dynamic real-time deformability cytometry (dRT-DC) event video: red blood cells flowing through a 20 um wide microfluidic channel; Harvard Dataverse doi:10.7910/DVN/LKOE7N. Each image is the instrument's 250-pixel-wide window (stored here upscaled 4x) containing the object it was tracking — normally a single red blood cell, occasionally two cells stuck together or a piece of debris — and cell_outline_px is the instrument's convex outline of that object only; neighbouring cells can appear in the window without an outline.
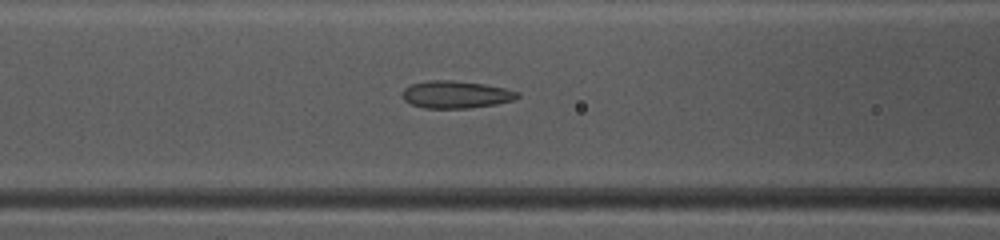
{"species": "common noctule bat (a hibernating species)", "species_latin": "Nyctalus noctula", "temperature_condition": "warm", "stored_images_in_passage": 45, "camera_frame_rate_fps": 3000, "um_per_image_px": 0.085, "animal": {"sex": "female", "body_mass_g": 10.0, "forearm_length_mm": 53.1}, "frame": {"image": 1, "passage_image": 17, "time_ms": 5.333, "image_size_px": [1000, 240], "cell_outline_px": [[520, 96], [512, 100], [496, 104], [468, 108], [424, 108], [412, 104], [404, 100], [404, 88], [412, 84], [428, 80], [452, 80], [484, 84], [504, 88], [520, 92]], "centroid_in_image_um": [38.77, 8.03], "position_along_channel_um": 127.8, "area_um2": 18.21}}
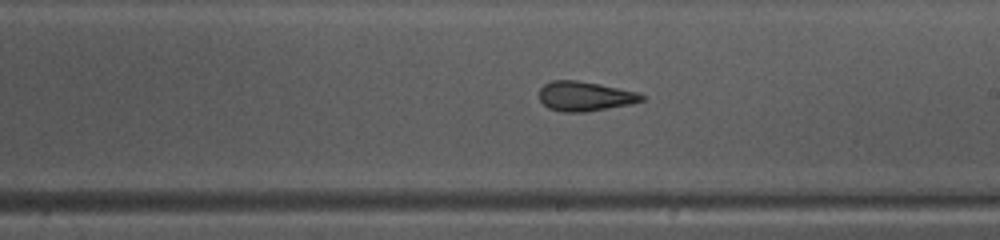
{"frame": {"image": 2, "passage_image": 25, "time_ms": 8.0, "image_size_px": [1000, 240], "cell_outline_px": [[644, 100], [632, 104], [584, 112], [564, 112], [548, 108], [540, 100], [540, 88], [544, 84], [552, 80], [576, 80], [600, 84], [636, 92], [644, 96]], "centroid_in_image_um": [49.7, 8.18], "position_along_channel_um": 239.3, "area_um2": 17.57}}
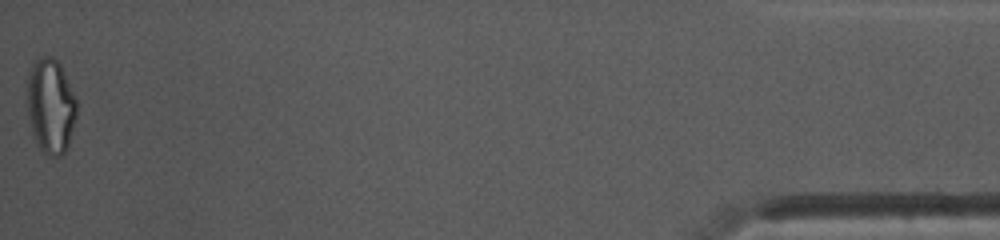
{"frame": {"image": 3, "passage_image": 45, "time_ms": 14.667, "image_size_px": [1000, 240], "cell_outline_px": [[76, 116], [68, 148], [60, 156], [52, 156], [44, 152], [40, 148], [32, 132], [28, 112], [28, 72], [32, 64], [36, 60], [44, 56], [52, 56], [60, 64], [76, 96]], "centroid_in_image_um": [4.32, 9.0], "position_along_channel_um": 430.9, "area_um2": 27.22}, "authors_computed_cell_mechanics": {"area_um2": 19.4786, "velocity_mm_per_s": 4.1664, "shape_relaxation_time_tau1_ms": 10.2604, "shape_relaxation_time_tau2_ms": 1.1251, "deformation_change_tau1": 0.1934, "deformation_change_tau2": 0.0817}}